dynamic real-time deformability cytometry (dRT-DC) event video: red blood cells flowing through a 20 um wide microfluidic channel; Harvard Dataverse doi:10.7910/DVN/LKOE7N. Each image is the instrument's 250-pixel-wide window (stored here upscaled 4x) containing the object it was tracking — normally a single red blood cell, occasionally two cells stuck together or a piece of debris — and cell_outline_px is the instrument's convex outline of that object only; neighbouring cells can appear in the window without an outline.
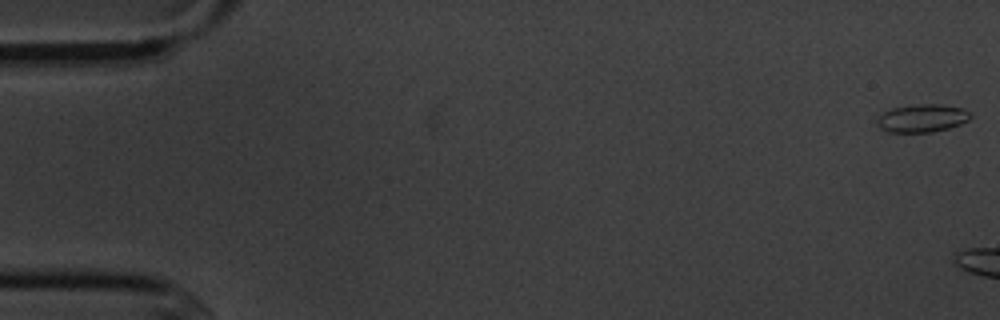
{"species": "common noctule bat (a hibernating species)", "species_latin": "Nyctalus noctula", "temperature_condition": "cold", "stored_images_in_passage": 4, "camera_frame_rate_fps": 3000, "um_per_image_px": 0.085, "animal": {"sex": "male", "body_mass_g": 20.1, "forearm_length_mm": 53.5}, "frame": {"image": 1, "passage_image": 1, "time_ms": 0.0, "image_size_px": [1000, 320], "cell_outline_px": [[972, 116], [968, 120], [960, 124], [948, 128], [932, 132], [888, 132], [880, 128], [876, 120], [884, 112], [892, 108], [920, 104], [940, 104], [964, 108]], "centroid_in_image_um": [78.39, 10.05], "position_along_channel_um": 6.6, "area_um2": 15.09}}